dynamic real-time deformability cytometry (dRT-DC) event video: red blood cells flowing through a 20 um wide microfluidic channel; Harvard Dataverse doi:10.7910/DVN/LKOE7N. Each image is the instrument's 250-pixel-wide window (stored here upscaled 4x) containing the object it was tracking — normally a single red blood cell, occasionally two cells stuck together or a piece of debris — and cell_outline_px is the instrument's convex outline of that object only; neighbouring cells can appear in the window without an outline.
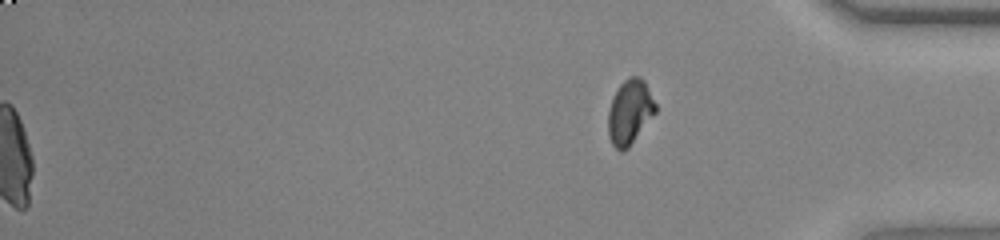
{"species": "common noctule bat (a hibernating species)", "species_latin": "Nyctalus noctula", "temperature_condition": "warm", "stored_images_in_passage": 55, "segment_of_instrument_passage": [2, 2], "camera_frame_rate_fps": 3000, "um_per_image_px": 0.085, "animal": {"sex": "female", "body_mass_g": 23.0, "forearm_length_mm": 53.4}, "frame": {"image": 1, "passage_image": 55, "time_ms": 18.0, "image_size_px": [1000, 240], "cell_outline_px": [[656, 112], [628, 148], [624, 152], [620, 152], [612, 144], [608, 136], [608, 108], [612, 96], [620, 84], [628, 76], [640, 76], [644, 80], [656, 104]], "centroid_in_image_um": [53.51, 9.51], "position_along_channel_um": 381.7, "area_um2": 18.03}}